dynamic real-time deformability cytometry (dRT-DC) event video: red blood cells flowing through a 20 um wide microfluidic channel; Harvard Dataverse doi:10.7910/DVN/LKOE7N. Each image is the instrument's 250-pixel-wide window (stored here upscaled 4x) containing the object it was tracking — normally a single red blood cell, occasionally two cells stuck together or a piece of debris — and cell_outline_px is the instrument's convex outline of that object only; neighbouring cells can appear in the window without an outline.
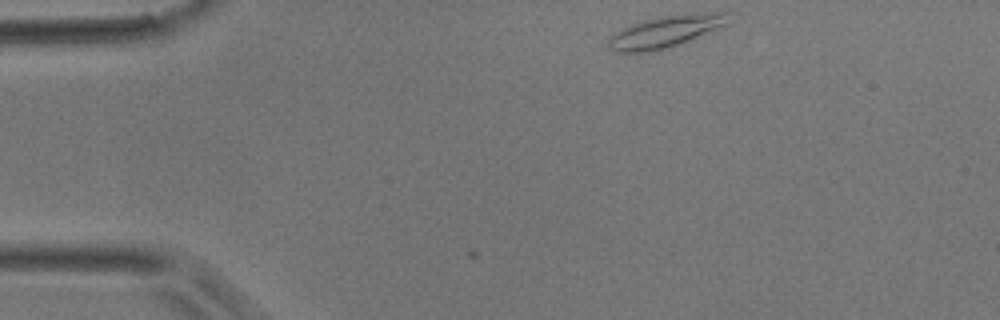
{"species": "common noctule bat (a hibernating species)", "species_latin": "Nyctalus noctula", "temperature_condition": "room temperature", "stored_images_in_passage": 3, "camera_frame_rate_fps": 3000, "um_per_image_px": 0.085, "animal": {"sex": "male", "body_mass_g": 17.9}, "frame": {"image": 1, "passage_image": 1, "time_ms": 0.0, "image_size_px": [1000, 320], "cell_outline_px": [[732, 24], [668, 48], [656, 52], [616, 52], [608, 44], [608, 36], [632, 24], [660, 16], [724, 12], [728, 12]], "centroid_in_image_um": [56.63, 2.7], "position_along_channel_um": 28.4, "area_um2": 22.2}}